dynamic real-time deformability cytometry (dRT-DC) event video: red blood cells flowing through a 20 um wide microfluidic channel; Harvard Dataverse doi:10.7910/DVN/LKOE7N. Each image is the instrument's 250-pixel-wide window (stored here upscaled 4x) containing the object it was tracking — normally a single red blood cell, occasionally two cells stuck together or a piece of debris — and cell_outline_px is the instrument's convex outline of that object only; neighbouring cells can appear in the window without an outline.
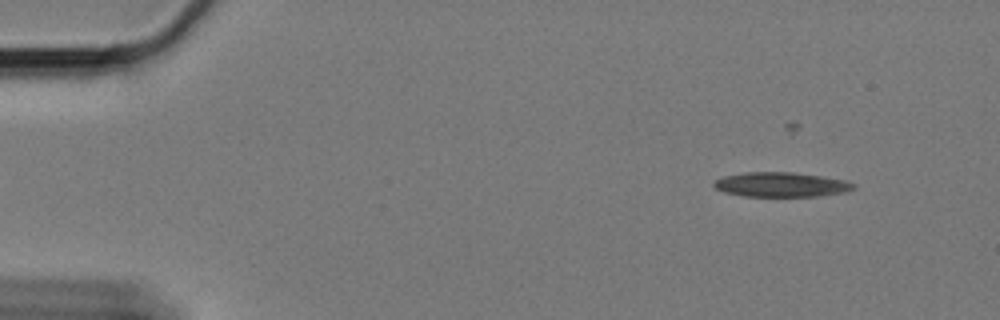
{"species": "Egyptian fruit bat (a non-hibernating species)", "species_latin": "Rousettus aegyptiacus", "temperature_condition": "cold", "stored_images_in_passage": 52, "camera_frame_rate_fps": 3000, "um_per_image_px": 0.085, "animal": {"sex": "female"}, "frame": {"image": 1, "passage_image": 5, "time_ms": 1.333, "image_size_px": [1000, 320], "cell_outline_px": [[856, 188], [844, 192], [820, 196], [744, 196], [724, 192], [716, 188], [712, 184], [716, 180], [724, 176], [744, 172], [792, 172], [820, 176], [844, 180], [856, 184]], "centroid_in_image_um": [66.4, 15.69], "position_along_channel_um": 18.6, "area_um2": 19.94}}
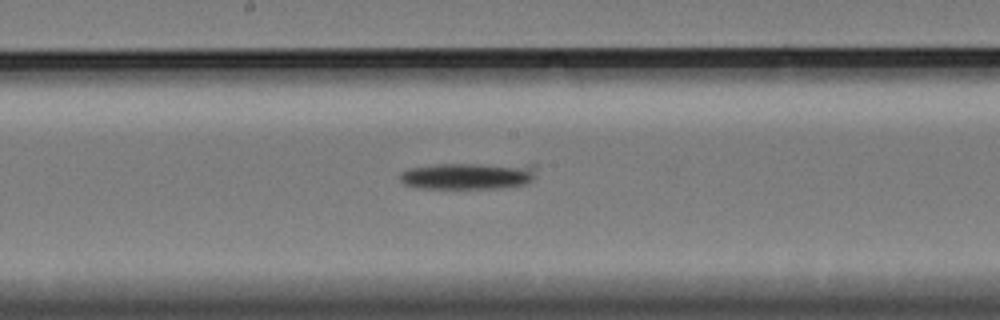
{"frame": {"image": 2, "passage_image": 31, "time_ms": 10.0, "image_size_px": [1000, 320], "cell_outline_px": [[536, 164], [532, 180], [524, 184], [496, 188], [424, 188], [404, 184], [400, 180], [400, 176], [404, 172], [412, 168], [436, 164]], "centroid_in_image_um": [39.84, 14.94], "position_along_channel_um": 208.4, "area_um2": 20.92}}
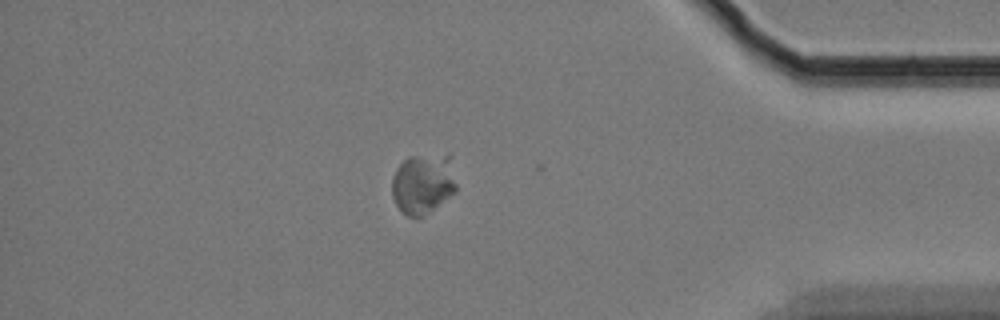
{"frame": {"image": 3, "passage_image": 51, "time_ms": 16.667, "image_size_px": [1000, 320], "cell_outline_px": [[456, 192], [420, 216], [408, 216], [396, 204], [392, 196], [392, 180], [396, 168], [408, 156], [416, 156], [452, 180], [456, 184]], "centroid_in_image_um": [35.68, 15.87], "position_along_channel_um": 399.5, "area_um2": 18.73}}